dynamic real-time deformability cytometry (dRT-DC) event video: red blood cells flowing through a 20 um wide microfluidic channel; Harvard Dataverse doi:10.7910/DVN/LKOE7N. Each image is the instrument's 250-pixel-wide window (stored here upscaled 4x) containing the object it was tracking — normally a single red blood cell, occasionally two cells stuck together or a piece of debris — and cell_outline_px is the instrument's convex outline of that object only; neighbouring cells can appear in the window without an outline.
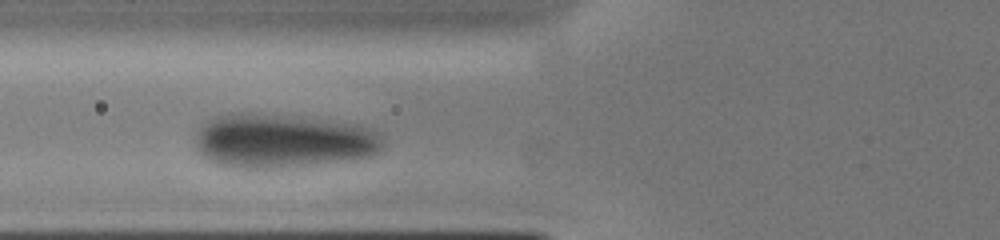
{"species": "human", "species_latin": "Homo sapiens", "temperature_condition": "cold", "stored_images_in_passage": 5, "camera_frame_rate_fps": 3000, "um_per_image_px": 0.085, "donor": {"sex": "male"}, "frame": {"image": 1, "passage_image": 4, "time_ms": 2.667, "image_size_px": [1000, 240], "cell_outline_px": [[384, 144], [380, 152], [368, 156], [348, 160], [316, 164], [280, 168], [236, 168], [220, 164], [208, 160], [200, 152], [196, 144], [196, 132], [200, 124], [216, 116], [232, 112], [252, 112], [360, 124], [380, 132], [384, 140]], "centroid_in_image_um": [24.04, 11.96], "position_along_channel_um": 101.8, "area_um2": 59.59}}